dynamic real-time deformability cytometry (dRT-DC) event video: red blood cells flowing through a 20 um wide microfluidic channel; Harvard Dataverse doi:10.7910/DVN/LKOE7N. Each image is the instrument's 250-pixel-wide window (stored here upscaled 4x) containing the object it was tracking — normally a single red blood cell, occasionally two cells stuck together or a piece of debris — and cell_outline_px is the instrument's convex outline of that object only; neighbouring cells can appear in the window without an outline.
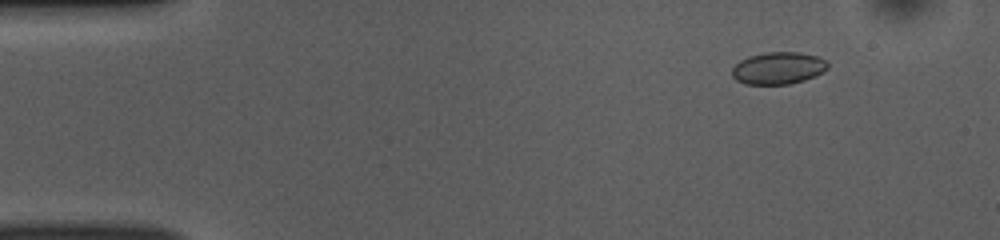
{"species": "common noctule bat (a hibernating species)", "species_latin": "Nyctalus noctula", "temperature_condition": "room temperature", "stored_images_in_passage": 52, "camera_frame_rate_fps": 3000, "um_per_image_px": 0.085, "animal": {"sex": "female", "body_mass_g": 10.0, "forearm_length_mm": 53.1}, "frame": {"image": 1, "passage_image": 6, "time_ms": 1.667, "image_size_px": [1000, 240], "cell_outline_px": [[828, 68], [824, 72], [816, 76], [804, 80], [788, 84], [744, 84], [736, 80], [732, 76], [732, 68], [740, 60], [748, 56], [764, 52], [800, 52], [816, 56], [824, 60], [828, 64]], "centroid_in_image_um": [66.14, 5.79], "position_along_channel_um": 18.9, "area_um2": 18.03}}
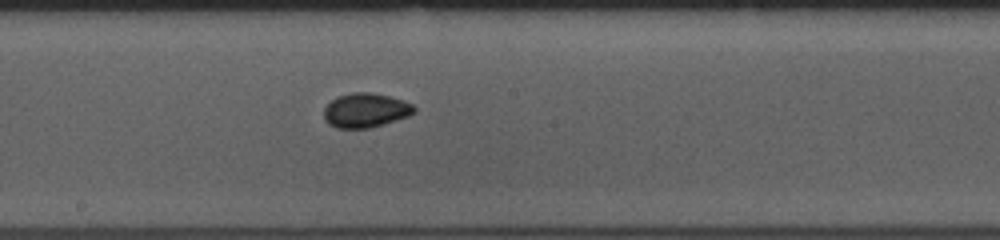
{"frame": {"image": 2, "passage_image": 28, "time_ms": 9.0, "image_size_px": [1000, 240], "cell_outline_px": [[416, 112], [408, 116], [384, 124], [368, 128], [336, 128], [328, 124], [324, 120], [324, 108], [336, 96], [352, 92], [372, 92], [404, 100], [412, 104], [416, 108]], "centroid_in_image_um": [31.07, 9.37], "position_along_channel_um": 217.1, "area_um2": 18.21}}
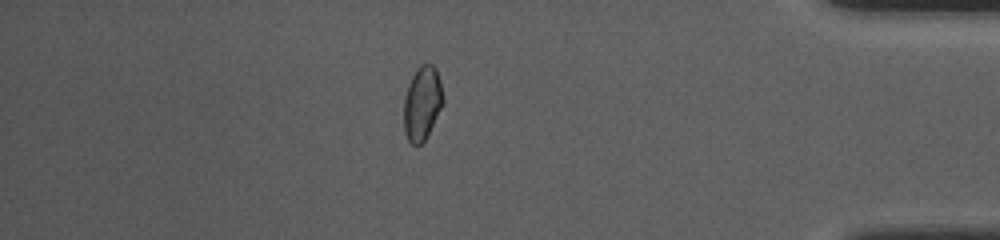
{"frame": {"image": 3, "passage_image": 45, "time_ms": 14.667, "image_size_px": [1000, 240], "cell_outline_px": [[444, 104], [424, 140], [416, 148], [408, 140], [404, 132], [404, 96], [408, 84], [416, 68], [420, 64], [432, 64], [436, 68], [440, 80], [444, 96]], "centroid_in_image_um": [35.89, 8.76], "position_along_channel_um": 399.3, "area_um2": 17.17}, "authors_computed_cell_mechanics": {"area_um2": 17.5712, "velocity_mm_per_s": 3.8693, "shape_relaxation_time_tau1_ms": 2.781, "shape_relaxation_time_tau2_ms": 2.0881, "deformation_change_tau1": 0.0594, "deformation_change_tau2": 0.0513}}